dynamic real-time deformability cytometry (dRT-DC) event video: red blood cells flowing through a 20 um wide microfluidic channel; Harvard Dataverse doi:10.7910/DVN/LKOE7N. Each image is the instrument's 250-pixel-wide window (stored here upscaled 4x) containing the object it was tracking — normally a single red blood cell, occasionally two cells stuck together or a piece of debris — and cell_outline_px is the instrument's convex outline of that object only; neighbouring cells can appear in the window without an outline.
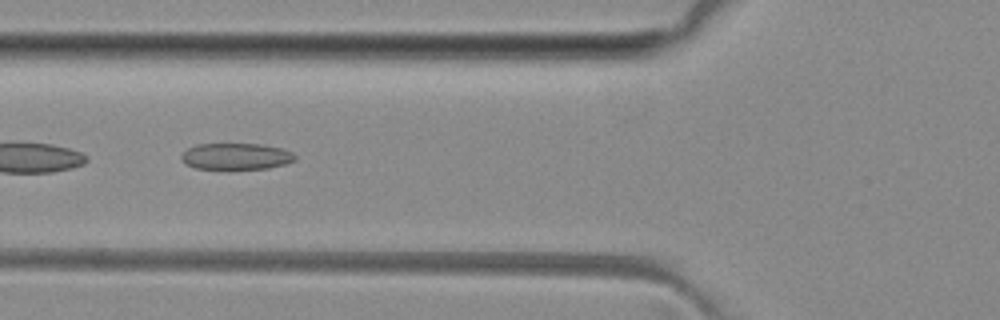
{"species": "common noctule bat (a hibernating species)", "species_latin": "Nyctalus noctula", "temperature_condition": "room temperature", "stored_images_in_passage": 8, "camera_frame_rate_fps": 3000, "um_per_image_px": 0.085, "animal": {"sex": "female", "body_mass_g": 29.2, "forearm_length_mm": 56.3}, "frame": {"image": 1, "passage_image": 5, "time_ms": 4.667, "image_size_px": [1000, 320], "cell_outline_px": [[296, 160], [284, 164], [268, 168], [228, 172], [196, 168], [184, 164], [180, 160], [180, 156], [188, 148], [196, 144], [264, 144], [284, 148], [292, 152], [296, 156]], "centroid_in_image_um": [20.05, 13.33], "position_along_channel_um": 105.8, "area_um2": 18.55}}
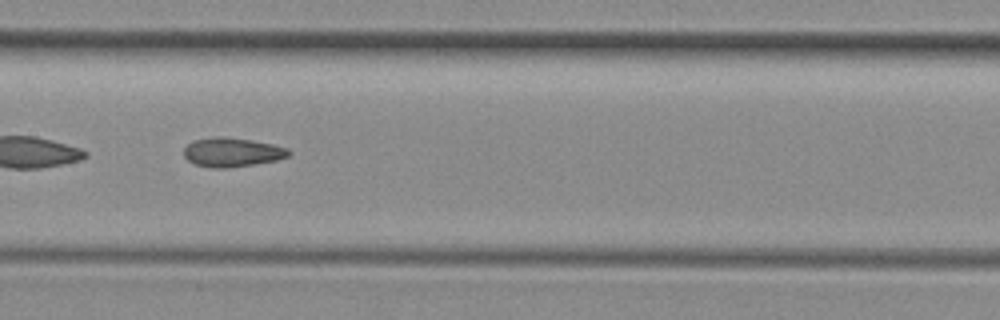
{"frame": {"image": 2, "passage_image": 7, "time_ms": 6.667, "image_size_px": [1000, 320], "cell_outline_px": [[292, 152], [288, 156], [276, 160], [228, 168], [212, 168], [196, 164], [188, 160], [184, 156], [184, 148], [192, 140], [216, 136], [224, 136], [252, 140], [272, 144], [288, 148]], "centroid_in_image_um": [19.72, 12.93], "position_along_channel_um": 187.7, "area_um2": 17.8}}
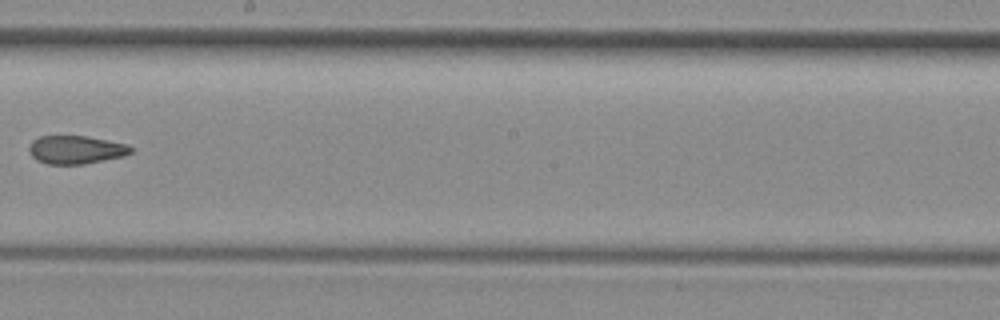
{"frame": {"image": 3, "passage_image": 8, "time_ms": 8.0, "image_size_px": [1000, 320], "cell_outline_px": [[132, 152], [124, 156], [84, 164], [48, 164], [36, 160], [32, 156], [28, 148], [32, 140], [40, 136], [88, 136], [128, 144], [132, 148]], "centroid_in_image_um": [6.45, 12.72], "position_along_channel_um": 241.7, "area_um2": 16.82}}